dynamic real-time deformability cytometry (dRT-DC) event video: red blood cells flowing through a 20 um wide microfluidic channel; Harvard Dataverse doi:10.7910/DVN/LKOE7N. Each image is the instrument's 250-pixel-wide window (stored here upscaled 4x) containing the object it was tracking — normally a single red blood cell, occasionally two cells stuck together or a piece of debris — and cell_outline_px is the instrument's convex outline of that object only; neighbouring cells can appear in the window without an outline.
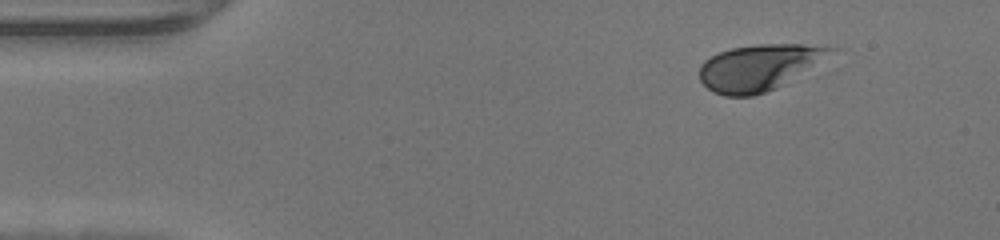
{"species": "human", "species_latin": "Homo sapiens", "temperature_condition": "warm", "stored_images_in_passage": 43, "camera_frame_rate_fps": 3000, "um_per_image_px": 0.085, "donor": {"sex": "male"}, "frame": {"image": 1, "passage_image": 1, "time_ms": 0.0, "image_size_px": [1000, 240], "cell_outline_px": [[840, 48], [784, 84], [776, 88], [752, 96], [724, 96], [712, 92], [700, 80], [700, 64], [704, 60], [720, 52], [732, 48], [756, 44], [800, 44]], "centroid_in_image_um": [64.48, 5.73], "position_along_channel_um": 20.5, "area_um2": 34.8}}
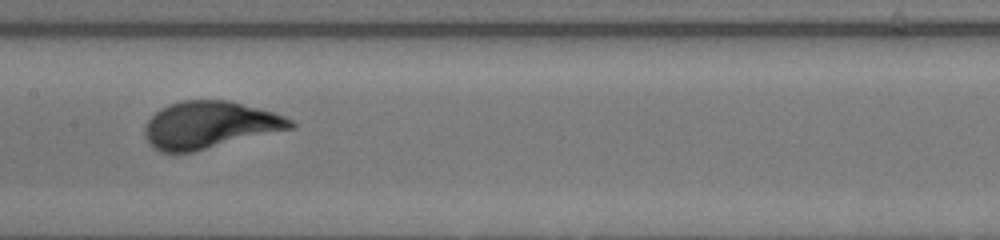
{"frame": {"image": 2, "passage_image": 19, "time_ms": 6.0, "image_size_px": [1000, 240], "cell_outline_px": [[296, 128], [192, 152], [160, 152], [152, 148], [148, 144], [144, 136], [144, 128], [148, 120], [160, 108], [168, 104], [180, 100], [228, 100], [272, 112], [284, 116], [292, 120], [296, 124]], "centroid_in_image_um": [17.8, 10.63], "position_along_channel_um": 189.6, "area_um2": 40.23}}
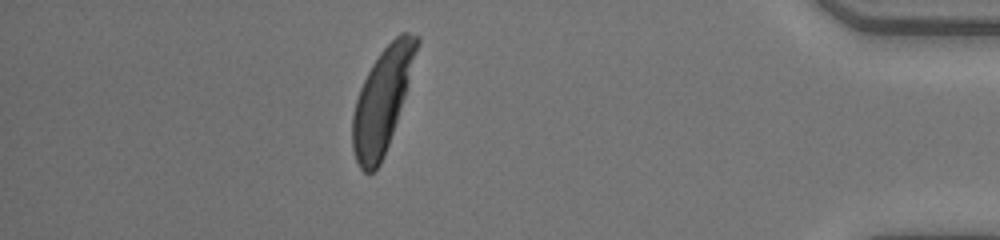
{"frame": {"image": 3, "passage_image": 37, "time_ms": 12.0, "image_size_px": [1000, 240], "cell_outline_px": [[420, 44], [404, 96], [384, 156], [380, 164], [372, 172], [364, 172], [360, 168], [356, 160], [352, 148], [352, 116], [356, 100], [360, 88], [372, 64], [380, 52], [400, 32], [408, 32], [420, 36]], "centroid_in_image_um": [32.48, 8.49], "position_along_channel_um": 402.7, "area_um2": 38.03}}